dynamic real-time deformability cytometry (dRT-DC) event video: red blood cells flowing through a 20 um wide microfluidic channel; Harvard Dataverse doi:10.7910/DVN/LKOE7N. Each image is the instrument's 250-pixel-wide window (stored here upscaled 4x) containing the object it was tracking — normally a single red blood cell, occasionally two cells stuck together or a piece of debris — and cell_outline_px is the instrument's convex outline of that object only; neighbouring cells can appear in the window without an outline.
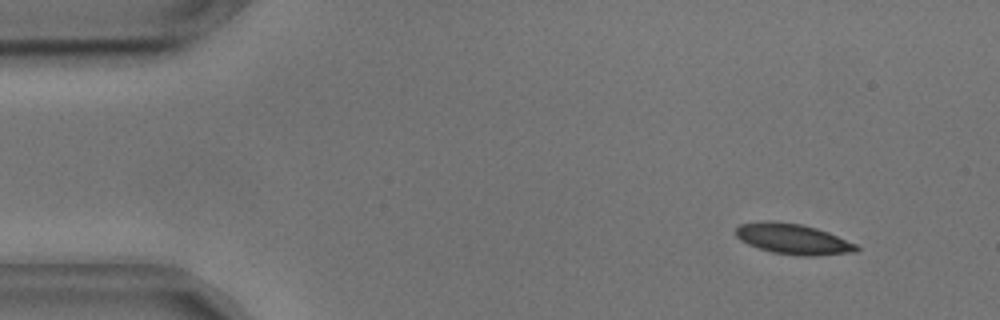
{"species": "common noctule bat (a hibernating species)", "species_latin": "Nyctalus noctula", "temperature_condition": "cold", "stored_images_in_passage": 7, "camera_frame_rate_fps": 3000, "um_per_image_px": 0.085, "animal": {"sex": "male", "body_mass_g": 17.9, "forearm_length_mm": 54.2}, "frame": {"image": 1, "passage_image": 1, "time_ms": 0.0, "image_size_px": [1000, 320], "cell_outline_px": [[860, 248], [856, 252], [812, 256], [800, 256], [772, 252], [748, 244], [740, 240], [736, 236], [736, 228], [740, 224], [768, 220], [772, 220], [800, 224], [816, 228], [828, 232], [856, 244]], "centroid_in_image_um": [67.4, 20.31], "position_along_channel_um": 17.6, "area_um2": 21.39}}